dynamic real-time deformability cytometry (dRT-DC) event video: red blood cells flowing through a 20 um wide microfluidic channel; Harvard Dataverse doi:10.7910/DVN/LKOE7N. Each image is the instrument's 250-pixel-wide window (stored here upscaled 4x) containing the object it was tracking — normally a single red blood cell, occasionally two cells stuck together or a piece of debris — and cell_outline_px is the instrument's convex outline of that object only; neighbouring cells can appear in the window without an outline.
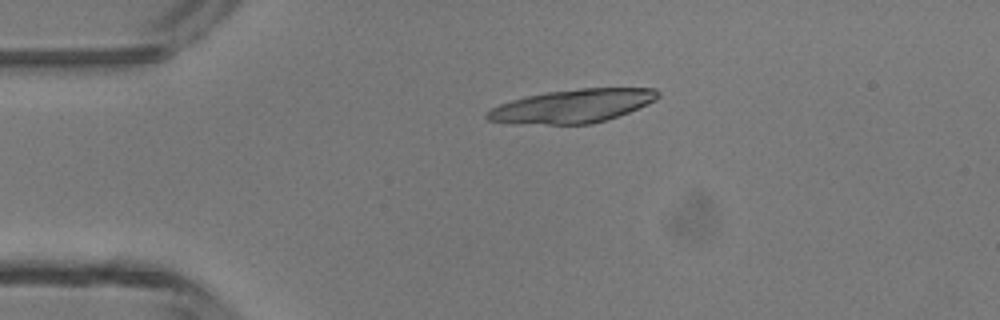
{"species": "common noctule bat (a hibernating species)", "species_latin": "Nyctalus noctula", "temperature_condition": "room temperature", "stored_images_in_passage": 4, "camera_frame_rate_fps": 3000, "um_per_image_px": 0.085, "animal": {"sex": "male", "body_mass_g": 13.3}, "frame": {"image": 1, "passage_image": 3, "time_ms": 2.333, "image_size_px": [1000, 320], "cell_outline_px": [[660, 96], [656, 100], [648, 104], [628, 112], [592, 124], [548, 124], [488, 120], [484, 116], [492, 108], [500, 104], [524, 96], [544, 92], [580, 88], [656, 88], [660, 92]], "centroid_in_image_um": [48.73, 8.99], "position_along_channel_um": 36.3, "area_um2": 32.89}}